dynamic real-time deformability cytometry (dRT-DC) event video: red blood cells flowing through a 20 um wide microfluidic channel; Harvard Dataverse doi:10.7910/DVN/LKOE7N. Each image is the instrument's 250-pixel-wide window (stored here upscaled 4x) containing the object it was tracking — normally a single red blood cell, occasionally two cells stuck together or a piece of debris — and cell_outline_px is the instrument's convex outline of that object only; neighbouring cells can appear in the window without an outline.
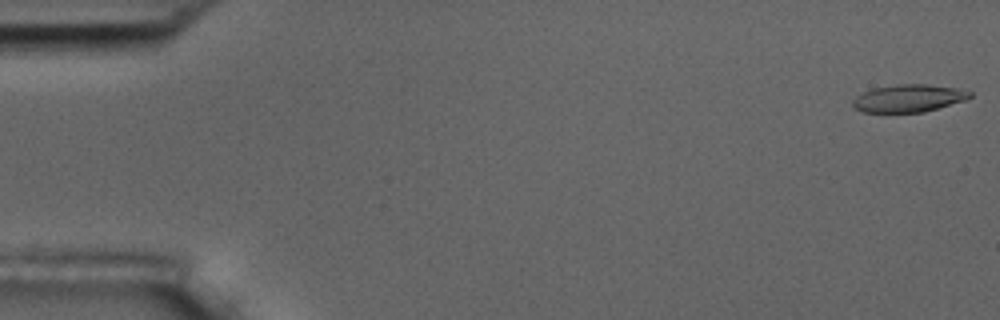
{"species": "common noctule bat (a hibernating species)", "species_latin": "Nyctalus noctula", "temperature_condition": "room temperature", "stored_images_in_passage": 5, "camera_frame_rate_fps": 3000, "um_per_image_px": 0.085, "animal": {"sex": "male", "body_mass_g": 17.5, "forearm_length_mm": 52.3}, "frame": {"image": 1, "passage_image": 1, "time_ms": 0.0, "image_size_px": [1000, 320], "cell_outline_px": [[972, 96], [964, 100], [924, 112], [860, 112], [852, 108], [852, 100], [856, 96], [872, 88], [900, 84], [928, 84], [956, 88], [972, 92]], "centroid_in_image_um": [77.18, 8.35], "position_along_channel_um": 7.8, "area_um2": 18.79}}
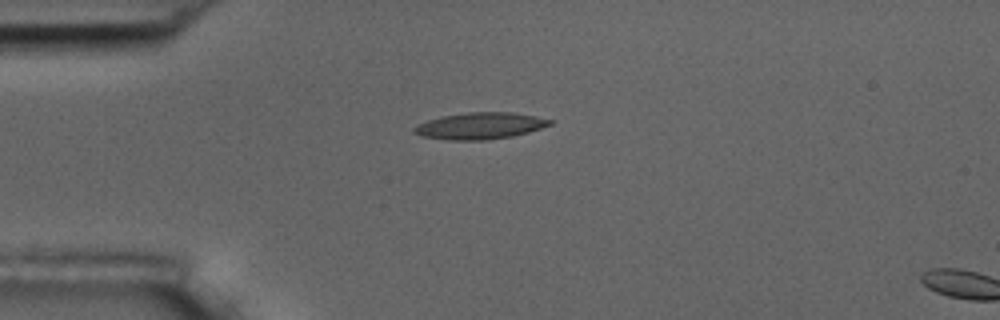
{"frame": {"image": 2, "passage_image": 4, "time_ms": 4.333, "image_size_px": [1000, 320], "cell_outline_px": [[556, 120], [552, 124], [528, 132], [512, 136], [488, 140], [448, 140], [420, 136], [412, 132], [412, 128], [416, 124], [440, 116], [468, 112], [512, 112], [536, 116]], "centroid_in_image_um": [40.78, 10.69], "position_along_channel_um": 44.2, "area_um2": 21.33}}